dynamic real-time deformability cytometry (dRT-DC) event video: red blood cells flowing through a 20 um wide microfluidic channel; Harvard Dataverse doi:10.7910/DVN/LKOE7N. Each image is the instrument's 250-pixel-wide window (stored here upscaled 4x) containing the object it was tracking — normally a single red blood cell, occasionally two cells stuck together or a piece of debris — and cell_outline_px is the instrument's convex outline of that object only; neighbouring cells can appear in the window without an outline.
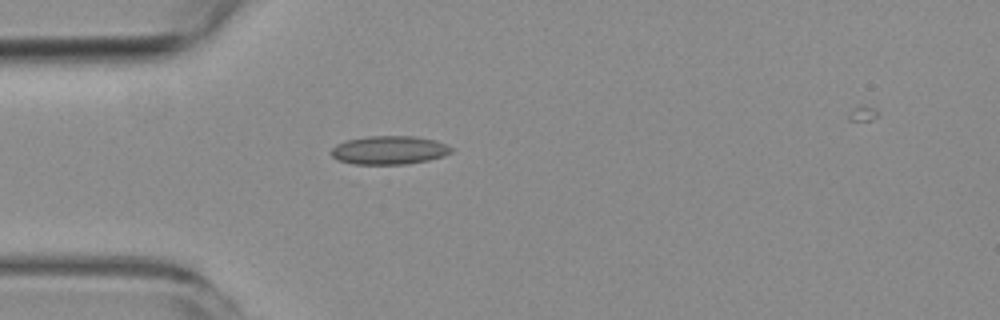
{"species": "common noctule bat (a hibernating species)", "species_latin": "Nyctalus noctula", "temperature_condition": "room temperature", "stored_images_in_passage": 2, "camera_frame_rate_fps": 3000, "um_per_image_px": 0.085, "animal": {"sex": "female", "body_mass_g": 19.3, "forearm_length_mm": 54.1}, "frame": {"image": 1, "passage_image": 1, "time_ms": 0.0, "image_size_px": [1000, 320], "cell_outline_px": [[452, 152], [444, 156], [428, 160], [408, 164], [352, 164], [336, 160], [332, 156], [332, 148], [336, 144], [344, 140], [368, 136], [416, 136], [436, 140], [452, 148]], "centroid_in_image_um": [33.06, 12.76], "position_along_channel_um": 51.9, "area_um2": 20.11}}